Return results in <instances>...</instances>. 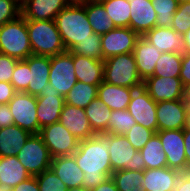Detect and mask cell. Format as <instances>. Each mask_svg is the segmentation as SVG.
Returning <instances> with one entry per match:
<instances>
[{"mask_svg": "<svg viewBox=\"0 0 190 191\" xmlns=\"http://www.w3.org/2000/svg\"><path fill=\"white\" fill-rule=\"evenodd\" d=\"M153 134L152 130L136 123L124 136L137 151H140Z\"/></svg>", "mask_w": 190, "mask_h": 191, "instance_id": "obj_41", "label": "cell"}, {"mask_svg": "<svg viewBox=\"0 0 190 191\" xmlns=\"http://www.w3.org/2000/svg\"><path fill=\"white\" fill-rule=\"evenodd\" d=\"M179 78L183 86L190 83V53H182V64Z\"/></svg>", "mask_w": 190, "mask_h": 191, "instance_id": "obj_45", "label": "cell"}, {"mask_svg": "<svg viewBox=\"0 0 190 191\" xmlns=\"http://www.w3.org/2000/svg\"><path fill=\"white\" fill-rule=\"evenodd\" d=\"M108 150L113 172L117 170L144 171L146 169L142 154L131 145L124 135L110 134Z\"/></svg>", "mask_w": 190, "mask_h": 191, "instance_id": "obj_6", "label": "cell"}, {"mask_svg": "<svg viewBox=\"0 0 190 191\" xmlns=\"http://www.w3.org/2000/svg\"><path fill=\"white\" fill-rule=\"evenodd\" d=\"M143 171L117 170L111 175L118 191H144L143 190Z\"/></svg>", "mask_w": 190, "mask_h": 191, "instance_id": "obj_35", "label": "cell"}, {"mask_svg": "<svg viewBox=\"0 0 190 191\" xmlns=\"http://www.w3.org/2000/svg\"><path fill=\"white\" fill-rule=\"evenodd\" d=\"M187 106H190V83L184 85L183 88V99Z\"/></svg>", "mask_w": 190, "mask_h": 191, "instance_id": "obj_53", "label": "cell"}, {"mask_svg": "<svg viewBox=\"0 0 190 191\" xmlns=\"http://www.w3.org/2000/svg\"><path fill=\"white\" fill-rule=\"evenodd\" d=\"M161 54L160 50L142 36L137 40L133 55L138 74L143 81L154 74L156 63L160 59Z\"/></svg>", "mask_w": 190, "mask_h": 191, "instance_id": "obj_23", "label": "cell"}, {"mask_svg": "<svg viewBox=\"0 0 190 191\" xmlns=\"http://www.w3.org/2000/svg\"><path fill=\"white\" fill-rule=\"evenodd\" d=\"M187 108L182 99L156 102L158 131L184 129Z\"/></svg>", "mask_w": 190, "mask_h": 191, "instance_id": "obj_15", "label": "cell"}, {"mask_svg": "<svg viewBox=\"0 0 190 191\" xmlns=\"http://www.w3.org/2000/svg\"><path fill=\"white\" fill-rule=\"evenodd\" d=\"M29 65L24 60H19L11 77V84L17 92H24L29 85Z\"/></svg>", "mask_w": 190, "mask_h": 191, "instance_id": "obj_42", "label": "cell"}, {"mask_svg": "<svg viewBox=\"0 0 190 191\" xmlns=\"http://www.w3.org/2000/svg\"><path fill=\"white\" fill-rule=\"evenodd\" d=\"M101 0H84V2H99Z\"/></svg>", "mask_w": 190, "mask_h": 191, "instance_id": "obj_58", "label": "cell"}, {"mask_svg": "<svg viewBox=\"0 0 190 191\" xmlns=\"http://www.w3.org/2000/svg\"><path fill=\"white\" fill-rule=\"evenodd\" d=\"M163 151L167 158V167L181 173L188 172L184 151L183 129L157 131Z\"/></svg>", "mask_w": 190, "mask_h": 191, "instance_id": "obj_13", "label": "cell"}, {"mask_svg": "<svg viewBox=\"0 0 190 191\" xmlns=\"http://www.w3.org/2000/svg\"><path fill=\"white\" fill-rule=\"evenodd\" d=\"M32 54L55 56L66 51L54 20H26Z\"/></svg>", "mask_w": 190, "mask_h": 191, "instance_id": "obj_3", "label": "cell"}, {"mask_svg": "<svg viewBox=\"0 0 190 191\" xmlns=\"http://www.w3.org/2000/svg\"><path fill=\"white\" fill-rule=\"evenodd\" d=\"M16 93L17 91L11 83L0 82V104H8Z\"/></svg>", "mask_w": 190, "mask_h": 191, "instance_id": "obj_46", "label": "cell"}, {"mask_svg": "<svg viewBox=\"0 0 190 191\" xmlns=\"http://www.w3.org/2000/svg\"><path fill=\"white\" fill-rule=\"evenodd\" d=\"M29 177L31 175L16 156L0 157V187L2 191H10Z\"/></svg>", "mask_w": 190, "mask_h": 191, "instance_id": "obj_26", "label": "cell"}, {"mask_svg": "<svg viewBox=\"0 0 190 191\" xmlns=\"http://www.w3.org/2000/svg\"><path fill=\"white\" fill-rule=\"evenodd\" d=\"M73 64L77 81L100 85L104 79V61L81 55H73Z\"/></svg>", "mask_w": 190, "mask_h": 191, "instance_id": "obj_25", "label": "cell"}, {"mask_svg": "<svg viewBox=\"0 0 190 191\" xmlns=\"http://www.w3.org/2000/svg\"><path fill=\"white\" fill-rule=\"evenodd\" d=\"M10 191H40L36 176H31L27 180L13 187Z\"/></svg>", "mask_w": 190, "mask_h": 191, "instance_id": "obj_48", "label": "cell"}, {"mask_svg": "<svg viewBox=\"0 0 190 191\" xmlns=\"http://www.w3.org/2000/svg\"><path fill=\"white\" fill-rule=\"evenodd\" d=\"M99 2L103 5L115 27H129L131 8L128 0H101Z\"/></svg>", "mask_w": 190, "mask_h": 191, "instance_id": "obj_32", "label": "cell"}, {"mask_svg": "<svg viewBox=\"0 0 190 191\" xmlns=\"http://www.w3.org/2000/svg\"><path fill=\"white\" fill-rule=\"evenodd\" d=\"M183 53H190V29L183 35Z\"/></svg>", "mask_w": 190, "mask_h": 191, "instance_id": "obj_52", "label": "cell"}, {"mask_svg": "<svg viewBox=\"0 0 190 191\" xmlns=\"http://www.w3.org/2000/svg\"><path fill=\"white\" fill-rule=\"evenodd\" d=\"M14 124V118L8 104H0V129Z\"/></svg>", "mask_w": 190, "mask_h": 191, "instance_id": "obj_47", "label": "cell"}, {"mask_svg": "<svg viewBox=\"0 0 190 191\" xmlns=\"http://www.w3.org/2000/svg\"><path fill=\"white\" fill-rule=\"evenodd\" d=\"M143 87L155 102L183 99V84L179 77H148Z\"/></svg>", "mask_w": 190, "mask_h": 191, "instance_id": "obj_16", "label": "cell"}, {"mask_svg": "<svg viewBox=\"0 0 190 191\" xmlns=\"http://www.w3.org/2000/svg\"><path fill=\"white\" fill-rule=\"evenodd\" d=\"M20 5L25 1V0H16Z\"/></svg>", "mask_w": 190, "mask_h": 191, "instance_id": "obj_59", "label": "cell"}, {"mask_svg": "<svg viewBox=\"0 0 190 191\" xmlns=\"http://www.w3.org/2000/svg\"><path fill=\"white\" fill-rule=\"evenodd\" d=\"M110 134L96 135L79 141L73 154L77 165L84 172L83 187L89 191L111 178L113 173L109 157Z\"/></svg>", "mask_w": 190, "mask_h": 191, "instance_id": "obj_1", "label": "cell"}, {"mask_svg": "<svg viewBox=\"0 0 190 191\" xmlns=\"http://www.w3.org/2000/svg\"><path fill=\"white\" fill-rule=\"evenodd\" d=\"M16 157L31 176L50 169L53 158L39 134H31Z\"/></svg>", "mask_w": 190, "mask_h": 191, "instance_id": "obj_7", "label": "cell"}, {"mask_svg": "<svg viewBox=\"0 0 190 191\" xmlns=\"http://www.w3.org/2000/svg\"><path fill=\"white\" fill-rule=\"evenodd\" d=\"M69 3V0H25L20 6L21 16L25 20H55Z\"/></svg>", "mask_w": 190, "mask_h": 191, "instance_id": "obj_19", "label": "cell"}, {"mask_svg": "<svg viewBox=\"0 0 190 191\" xmlns=\"http://www.w3.org/2000/svg\"><path fill=\"white\" fill-rule=\"evenodd\" d=\"M20 6L16 0H0V27L21 15Z\"/></svg>", "mask_w": 190, "mask_h": 191, "instance_id": "obj_43", "label": "cell"}, {"mask_svg": "<svg viewBox=\"0 0 190 191\" xmlns=\"http://www.w3.org/2000/svg\"><path fill=\"white\" fill-rule=\"evenodd\" d=\"M86 117L95 134L108 133V122L111 110L98 97L94 98L85 108Z\"/></svg>", "mask_w": 190, "mask_h": 191, "instance_id": "obj_29", "label": "cell"}, {"mask_svg": "<svg viewBox=\"0 0 190 191\" xmlns=\"http://www.w3.org/2000/svg\"><path fill=\"white\" fill-rule=\"evenodd\" d=\"M85 11L94 33L102 35L116 28L100 2H85Z\"/></svg>", "mask_w": 190, "mask_h": 191, "instance_id": "obj_30", "label": "cell"}, {"mask_svg": "<svg viewBox=\"0 0 190 191\" xmlns=\"http://www.w3.org/2000/svg\"><path fill=\"white\" fill-rule=\"evenodd\" d=\"M39 135L52 157L70 156L78 149L79 140L60 122L41 128Z\"/></svg>", "mask_w": 190, "mask_h": 191, "instance_id": "obj_9", "label": "cell"}, {"mask_svg": "<svg viewBox=\"0 0 190 191\" xmlns=\"http://www.w3.org/2000/svg\"><path fill=\"white\" fill-rule=\"evenodd\" d=\"M36 180L40 191H67L68 189L51 169L36 175Z\"/></svg>", "mask_w": 190, "mask_h": 191, "instance_id": "obj_40", "label": "cell"}, {"mask_svg": "<svg viewBox=\"0 0 190 191\" xmlns=\"http://www.w3.org/2000/svg\"><path fill=\"white\" fill-rule=\"evenodd\" d=\"M30 135L15 124L0 129V157L16 156Z\"/></svg>", "mask_w": 190, "mask_h": 191, "instance_id": "obj_28", "label": "cell"}, {"mask_svg": "<svg viewBox=\"0 0 190 191\" xmlns=\"http://www.w3.org/2000/svg\"><path fill=\"white\" fill-rule=\"evenodd\" d=\"M50 169L67 188L83 186L84 172L77 165L73 155L53 157Z\"/></svg>", "mask_w": 190, "mask_h": 191, "instance_id": "obj_24", "label": "cell"}, {"mask_svg": "<svg viewBox=\"0 0 190 191\" xmlns=\"http://www.w3.org/2000/svg\"><path fill=\"white\" fill-rule=\"evenodd\" d=\"M0 53L17 60L32 55L26 20L21 15L0 27Z\"/></svg>", "mask_w": 190, "mask_h": 191, "instance_id": "obj_4", "label": "cell"}, {"mask_svg": "<svg viewBox=\"0 0 190 191\" xmlns=\"http://www.w3.org/2000/svg\"><path fill=\"white\" fill-rule=\"evenodd\" d=\"M135 124L136 120L127 109L111 110V117L108 122V133L113 135H124Z\"/></svg>", "mask_w": 190, "mask_h": 191, "instance_id": "obj_36", "label": "cell"}, {"mask_svg": "<svg viewBox=\"0 0 190 191\" xmlns=\"http://www.w3.org/2000/svg\"><path fill=\"white\" fill-rule=\"evenodd\" d=\"M8 105L15 125L29 131L31 134H39L36 96L25 92H17L8 102Z\"/></svg>", "mask_w": 190, "mask_h": 191, "instance_id": "obj_8", "label": "cell"}, {"mask_svg": "<svg viewBox=\"0 0 190 191\" xmlns=\"http://www.w3.org/2000/svg\"><path fill=\"white\" fill-rule=\"evenodd\" d=\"M184 129H190V106H188L186 111V119Z\"/></svg>", "mask_w": 190, "mask_h": 191, "instance_id": "obj_54", "label": "cell"}, {"mask_svg": "<svg viewBox=\"0 0 190 191\" xmlns=\"http://www.w3.org/2000/svg\"><path fill=\"white\" fill-rule=\"evenodd\" d=\"M70 3H75V2H84V0H69Z\"/></svg>", "mask_w": 190, "mask_h": 191, "instance_id": "obj_56", "label": "cell"}, {"mask_svg": "<svg viewBox=\"0 0 190 191\" xmlns=\"http://www.w3.org/2000/svg\"><path fill=\"white\" fill-rule=\"evenodd\" d=\"M128 2L131 8L129 28L143 36L156 27L157 13L150 0H128Z\"/></svg>", "mask_w": 190, "mask_h": 191, "instance_id": "obj_20", "label": "cell"}, {"mask_svg": "<svg viewBox=\"0 0 190 191\" xmlns=\"http://www.w3.org/2000/svg\"><path fill=\"white\" fill-rule=\"evenodd\" d=\"M67 191H89V190L85 189L83 186H80V187L68 188Z\"/></svg>", "mask_w": 190, "mask_h": 191, "instance_id": "obj_55", "label": "cell"}, {"mask_svg": "<svg viewBox=\"0 0 190 191\" xmlns=\"http://www.w3.org/2000/svg\"><path fill=\"white\" fill-rule=\"evenodd\" d=\"M182 64V53H162L150 77H179Z\"/></svg>", "mask_w": 190, "mask_h": 191, "instance_id": "obj_34", "label": "cell"}, {"mask_svg": "<svg viewBox=\"0 0 190 191\" xmlns=\"http://www.w3.org/2000/svg\"><path fill=\"white\" fill-rule=\"evenodd\" d=\"M179 4L184 2H189L190 0H176Z\"/></svg>", "mask_w": 190, "mask_h": 191, "instance_id": "obj_57", "label": "cell"}, {"mask_svg": "<svg viewBox=\"0 0 190 191\" xmlns=\"http://www.w3.org/2000/svg\"><path fill=\"white\" fill-rule=\"evenodd\" d=\"M59 122L79 141L96 135L89 123L84 108L64 104Z\"/></svg>", "mask_w": 190, "mask_h": 191, "instance_id": "obj_17", "label": "cell"}, {"mask_svg": "<svg viewBox=\"0 0 190 191\" xmlns=\"http://www.w3.org/2000/svg\"><path fill=\"white\" fill-rule=\"evenodd\" d=\"M101 34L94 33V39H85L76 44L70 52L73 55H81L96 60H103Z\"/></svg>", "mask_w": 190, "mask_h": 191, "instance_id": "obj_38", "label": "cell"}, {"mask_svg": "<svg viewBox=\"0 0 190 191\" xmlns=\"http://www.w3.org/2000/svg\"><path fill=\"white\" fill-rule=\"evenodd\" d=\"M29 65V85L24 91L33 96H38L47 88L50 75V57L32 54L24 60Z\"/></svg>", "mask_w": 190, "mask_h": 191, "instance_id": "obj_18", "label": "cell"}, {"mask_svg": "<svg viewBox=\"0 0 190 191\" xmlns=\"http://www.w3.org/2000/svg\"><path fill=\"white\" fill-rule=\"evenodd\" d=\"M57 29L66 51L85 39H94V32L88 21L85 2L69 3L55 17Z\"/></svg>", "mask_w": 190, "mask_h": 191, "instance_id": "obj_2", "label": "cell"}, {"mask_svg": "<svg viewBox=\"0 0 190 191\" xmlns=\"http://www.w3.org/2000/svg\"><path fill=\"white\" fill-rule=\"evenodd\" d=\"M174 191H190V171L180 174Z\"/></svg>", "mask_w": 190, "mask_h": 191, "instance_id": "obj_49", "label": "cell"}, {"mask_svg": "<svg viewBox=\"0 0 190 191\" xmlns=\"http://www.w3.org/2000/svg\"><path fill=\"white\" fill-rule=\"evenodd\" d=\"M146 169L167 167L166 154L163 151L159 136L154 133L144 147L140 150Z\"/></svg>", "mask_w": 190, "mask_h": 191, "instance_id": "obj_31", "label": "cell"}, {"mask_svg": "<svg viewBox=\"0 0 190 191\" xmlns=\"http://www.w3.org/2000/svg\"><path fill=\"white\" fill-rule=\"evenodd\" d=\"M99 85H89L80 81L64 97L65 103L71 106L85 108L97 97Z\"/></svg>", "mask_w": 190, "mask_h": 191, "instance_id": "obj_33", "label": "cell"}, {"mask_svg": "<svg viewBox=\"0 0 190 191\" xmlns=\"http://www.w3.org/2000/svg\"><path fill=\"white\" fill-rule=\"evenodd\" d=\"M91 191H118L116 184L112 178L107 180L106 182L98 185Z\"/></svg>", "mask_w": 190, "mask_h": 191, "instance_id": "obj_51", "label": "cell"}, {"mask_svg": "<svg viewBox=\"0 0 190 191\" xmlns=\"http://www.w3.org/2000/svg\"><path fill=\"white\" fill-rule=\"evenodd\" d=\"M183 138L188 171H190V129H183Z\"/></svg>", "mask_w": 190, "mask_h": 191, "instance_id": "obj_50", "label": "cell"}, {"mask_svg": "<svg viewBox=\"0 0 190 191\" xmlns=\"http://www.w3.org/2000/svg\"><path fill=\"white\" fill-rule=\"evenodd\" d=\"M150 44L154 45L161 53H183V35L178 34L171 27H154L142 36Z\"/></svg>", "mask_w": 190, "mask_h": 191, "instance_id": "obj_21", "label": "cell"}, {"mask_svg": "<svg viewBox=\"0 0 190 191\" xmlns=\"http://www.w3.org/2000/svg\"><path fill=\"white\" fill-rule=\"evenodd\" d=\"M134 90V88L111 85L103 81L98 86L97 97L110 110H123L128 108Z\"/></svg>", "mask_w": 190, "mask_h": 191, "instance_id": "obj_27", "label": "cell"}, {"mask_svg": "<svg viewBox=\"0 0 190 191\" xmlns=\"http://www.w3.org/2000/svg\"><path fill=\"white\" fill-rule=\"evenodd\" d=\"M36 98L39 128L59 122V117L65 104V99L60 92L48 84L47 88Z\"/></svg>", "mask_w": 190, "mask_h": 191, "instance_id": "obj_14", "label": "cell"}, {"mask_svg": "<svg viewBox=\"0 0 190 191\" xmlns=\"http://www.w3.org/2000/svg\"><path fill=\"white\" fill-rule=\"evenodd\" d=\"M181 172L169 167L145 169L143 171L144 191H174Z\"/></svg>", "mask_w": 190, "mask_h": 191, "instance_id": "obj_22", "label": "cell"}, {"mask_svg": "<svg viewBox=\"0 0 190 191\" xmlns=\"http://www.w3.org/2000/svg\"><path fill=\"white\" fill-rule=\"evenodd\" d=\"M171 28L181 35H184L190 29V1L179 4L173 15Z\"/></svg>", "mask_w": 190, "mask_h": 191, "instance_id": "obj_39", "label": "cell"}, {"mask_svg": "<svg viewBox=\"0 0 190 191\" xmlns=\"http://www.w3.org/2000/svg\"><path fill=\"white\" fill-rule=\"evenodd\" d=\"M157 13L156 26L171 27L173 15L178 9L179 3L176 0H150Z\"/></svg>", "mask_w": 190, "mask_h": 191, "instance_id": "obj_37", "label": "cell"}, {"mask_svg": "<svg viewBox=\"0 0 190 191\" xmlns=\"http://www.w3.org/2000/svg\"><path fill=\"white\" fill-rule=\"evenodd\" d=\"M140 35L129 27L115 28L102 34L101 46L103 60L127 53H133Z\"/></svg>", "mask_w": 190, "mask_h": 191, "instance_id": "obj_11", "label": "cell"}, {"mask_svg": "<svg viewBox=\"0 0 190 191\" xmlns=\"http://www.w3.org/2000/svg\"><path fill=\"white\" fill-rule=\"evenodd\" d=\"M127 110L137 124L152 130L154 133L158 131L156 102L143 86L134 90Z\"/></svg>", "mask_w": 190, "mask_h": 191, "instance_id": "obj_12", "label": "cell"}, {"mask_svg": "<svg viewBox=\"0 0 190 191\" xmlns=\"http://www.w3.org/2000/svg\"><path fill=\"white\" fill-rule=\"evenodd\" d=\"M49 84L65 97L77 83L73 54L70 51L50 57Z\"/></svg>", "mask_w": 190, "mask_h": 191, "instance_id": "obj_10", "label": "cell"}, {"mask_svg": "<svg viewBox=\"0 0 190 191\" xmlns=\"http://www.w3.org/2000/svg\"><path fill=\"white\" fill-rule=\"evenodd\" d=\"M18 61L15 58L0 53V82L11 83V77Z\"/></svg>", "mask_w": 190, "mask_h": 191, "instance_id": "obj_44", "label": "cell"}, {"mask_svg": "<svg viewBox=\"0 0 190 191\" xmlns=\"http://www.w3.org/2000/svg\"><path fill=\"white\" fill-rule=\"evenodd\" d=\"M103 61L104 82L134 89L143 86V80L138 74L133 53L113 56Z\"/></svg>", "mask_w": 190, "mask_h": 191, "instance_id": "obj_5", "label": "cell"}]
</instances>
